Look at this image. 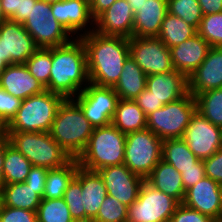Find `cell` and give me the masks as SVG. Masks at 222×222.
<instances>
[{"label": "cell", "mask_w": 222, "mask_h": 222, "mask_svg": "<svg viewBox=\"0 0 222 222\" xmlns=\"http://www.w3.org/2000/svg\"><path fill=\"white\" fill-rule=\"evenodd\" d=\"M129 56L147 76L174 70L170 49L158 37L129 38Z\"/></svg>", "instance_id": "obj_12"}, {"label": "cell", "mask_w": 222, "mask_h": 222, "mask_svg": "<svg viewBox=\"0 0 222 222\" xmlns=\"http://www.w3.org/2000/svg\"><path fill=\"white\" fill-rule=\"evenodd\" d=\"M196 110L195 97L188 92L179 100L163 105L148 114L147 128L162 141L182 138Z\"/></svg>", "instance_id": "obj_7"}, {"label": "cell", "mask_w": 222, "mask_h": 222, "mask_svg": "<svg viewBox=\"0 0 222 222\" xmlns=\"http://www.w3.org/2000/svg\"><path fill=\"white\" fill-rule=\"evenodd\" d=\"M39 48L64 45L74 37L56 20L51 4L38 0L32 4L28 18L22 23Z\"/></svg>", "instance_id": "obj_9"}, {"label": "cell", "mask_w": 222, "mask_h": 222, "mask_svg": "<svg viewBox=\"0 0 222 222\" xmlns=\"http://www.w3.org/2000/svg\"><path fill=\"white\" fill-rule=\"evenodd\" d=\"M189 208L220 222L222 210L221 185L205 176L185 192L182 202Z\"/></svg>", "instance_id": "obj_17"}, {"label": "cell", "mask_w": 222, "mask_h": 222, "mask_svg": "<svg viewBox=\"0 0 222 222\" xmlns=\"http://www.w3.org/2000/svg\"><path fill=\"white\" fill-rule=\"evenodd\" d=\"M167 13V0L145 1L134 15L133 37H157Z\"/></svg>", "instance_id": "obj_24"}, {"label": "cell", "mask_w": 222, "mask_h": 222, "mask_svg": "<svg viewBox=\"0 0 222 222\" xmlns=\"http://www.w3.org/2000/svg\"><path fill=\"white\" fill-rule=\"evenodd\" d=\"M207 177L222 185V147L212 156L203 160Z\"/></svg>", "instance_id": "obj_43"}, {"label": "cell", "mask_w": 222, "mask_h": 222, "mask_svg": "<svg viewBox=\"0 0 222 222\" xmlns=\"http://www.w3.org/2000/svg\"><path fill=\"white\" fill-rule=\"evenodd\" d=\"M3 207V194H2V189H0V212L2 210Z\"/></svg>", "instance_id": "obj_55"}, {"label": "cell", "mask_w": 222, "mask_h": 222, "mask_svg": "<svg viewBox=\"0 0 222 222\" xmlns=\"http://www.w3.org/2000/svg\"><path fill=\"white\" fill-rule=\"evenodd\" d=\"M6 20H8V19L5 17V14H4V11L2 8V4L0 2V24Z\"/></svg>", "instance_id": "obj_54"}, {"label": "cell", "mask_w": 222, "mask_h": 222, "mask_svg": "<svg viewBox=\"0 0 222 222\" xmlns=\"http://www.w3.org/2000/svg\"><path fill=\"white\" fill-rule=\"evenodd\" d=\"M210 48V44L198 33L169 48L174 69L188 79L204 61Z\"/></svg>", "instance_id": "obj_20"}, {"label": "cell", "mask_w": 222, "mask_h": 222, "mask_svg": "<svg viewBox=\"0 0 222 222\" xmlns=\"http://www.w3.org/2000/svg\"><path fill=\"white\" fill-rule=\"evenodd\" d=\"M0 87L21 100L46 90L45 87L31 75L25 64L8 65L0 75Z\"/></svg>", "instance_id": "obj_22"}, {"label": "cell", "mask_w": 222, "mask_h": 222, "mask_svg": "<svg viewBox=\"0 0 222 222\" xmlns=\"http://www.w3.org/2000/svg\"><path fill=\"white\" fill-rule=\"evenodd\" d=\"M51 12L74 38H80L95 30L89 0H62L52 3Z\"/></svg>", "instance_id": "obj_16"}, {"label": "cell", "mask_w": 222, "mask_h": 222, "mask_svg": "<svg viewBox=\"0 0 222 222\" xmlns=\"http://www.w3.org/2000/svg\"><path fill=\"white\" fill-rule=\"evenodd\" d=\"M28 71L45 88L49 84L52 68L51 48H39L25 63Z\"/></svg>", "instance_id": "obj_35"}, {"label": "cell", "mask_w": 222, "mask_h": 222, "mask_svg": "<svg viewBox=\"0 0 222 222\" xmlns=\"http://www.w3.org/2000/svg\"><path fill=\"white\" fill-rule=\"evenodd\" d=\"M145 180L154 188L176 199L179 203L183 202L186 191L181 173L174 166L161 160Z\"/></svg>", "instance_id": "obj_25"}, {"label": "cell", "mask_w": 222, "mask_h": 222, "mask_svg": "<svg viewBox=\"0 0 222 222\" xmlns=\"http://www.w3.org/2000/svg\"><path fill=\"white\" fill-rule=\"evenodd\" d=\"M169 222H216L207 215L180 203Z\"/></svg>", "instance_id": "obj_42"}, {"label": "cell", "mask_w": 222, "mask_h": 222, "mask_svg": "<svg viewBox=\"0 0 222 222\" xmlns=\"http://www.w3.org/2000/svg\"><path fill=\"white\" fill-rule=\"evenodd\" d=\"M195 100L197 111L212 124L222 128V87L200 93Z\"/></svg>", "instance_id": "obj_33"}, {"label": "cell", "mask_w": 222, "mask_h": 222, "mask_svg": "<svg viewBox=\"0 0 222 222\" xmlns=\"http://www.w3.org/2000/svg\"><path fill=\"white\" fill-rule=\"evenodd\" d=\"M75 177L81 182L82 209H85V219L93 220L107 196L104 181L98 171L77 168Z\"/></svg>", "instance_id": "obj_23"}, {"label": "cell", "mask_w": 222, "mask_h": 222, "mask_svg": "<svg viewBox=\"0 0 222 222\" xmlns=\"http://www.w3.org/2000/svg\"><path fill=\"white\" fill-rule=\"evenodd\" d=\"M81 182L74 177L64 192V200L74 220H85V209H82Z\"/></svg>", "instance_id": "obj_39"}, {"label": "cell", "mask_w": 222, "mask_h": 222, "mask_svg": "<svg viewBox=\"0 0 222 222\" xmlns=\"http://www.w3.org/2000/svg\"><path fill=\"white\" fill-rule=\"evenodd\" d=\"M203 15L221 13L222 0H198Z\"/></svg>", "instance_id": "obj_49"}, {"label": "cell", "mask_w": 222, "mask_h": 222, "mask_svg": "<svg viewBox=\"0 0 222 222\" xmlns=\"http://www.w3.org/2000/svg\"><path fill=\"white\" fill-rule=\"evenodd\" d=\"M179 204L145 180L137 200L128 206L127 222H169Z\"/></svg>", "instance_id": "obj_10"}, {"label": "cell", "mask_w": 222, "mask_h": 222, "mask_svg": "<svg viewBox=\"0 0 222 222\" xmlns=\"http://www.w3.org/2000/svg\"><path fill=\"white\" fill-rule=\"evenodd\" d=\"M168 13L184 20L198 30L203 13L198 0H167Z\"/></svg>", "instance_id": "obj_36"}, {"label": "cell", "mask_w": 222, "mask_h": 222, "mask_svg": "<svg viewBox=\"0 0 222 222\" xmlns=\"http://www.w3.org/2000/svg\"><path fill=\"white\" fill-rule=\"evenodd\" d=\"M126 134L113 124L94 128L78 164L88 170L98 171L107 166L124 164Z\"/></svg>", "instance_id": "obj_4"}, {"label": "cell", "mask_w": 222, "mask_h": 222, "mask_svg": "<svg viewBox=\"0 0 222 222\" xmlns=\"http://www.w3.org/2000/svg\"><path fill=\"white\" fill-rule=\"evenodd\" d=\"M22 100L0 87V124L5 128L15 117Z\"/></svg>", "instance_id": "obj_40"}, {"label": "cell", "mask_w": 222, "mask_h": 222, "mask_svg": "<svg viewBox=\"0 0 222 222\" xmlns=\"http://www.w3.org/2000/svg\"><path fill=\"white\" fill-rule=\"evenodd\" d=\"M134 12L127 0H116L95 20V30L105 36L133 37Z\"/></svg>", "instance_id": "obj_18"}, {"label": "cell", "mask_w": 222, "mask_h": 222, "mask_svg": "<svg viewBox=\"0 0 222 222\" xmlns=\"http://www.w3.org/2000/svg\"><path fill=\"white\" fill-rule=\"evenodd\" d=\"M73 100L81 107L91 125L97 128L111 124L119 96L113 87L89 83Z\"/></svg>", "instance_id": "obj_11"}, {"label": "cell", "mask_w": 222, "mask_h": 222, "mask_svg": "<svg viewBox=\"0 0 222 222\" xmlns=\"http://www.w3.org/2000/svg\"><path fill=\"white\" fill-rule=\"evenodd\" d=\"M162 140L150 129L126 134L124 164L146 179L162 160Z\"/></svg>", "instance_id": "obj_8"}, {"label": "cell", "mask_w": 222, "mask_h": 222, "mask_svg": "<svg viewBox=\"0 0 222 222\" xmlns=\"http://www.w3.org/2000/svg\"><path fill=\"white\" fill-rule=\"evenodd\" d=\"M182 139L196 157L204 160L222 147V128L212 124L196 110Z\"/></svg>", "instance_id": "obj_13"}, {"label": "cell", "mask_w": 222, "mask_h": 222, "mask_svg": "<svg viewBox=\"0 0 222 222\" xmlns=\"http://www.w3.org/2000/svg\"><path fill=\"white\" fill-rule=\"evenodd\" d=\"M197 34V30L181 18L167 13L157 36L168 48L176 46Z\"/></svg>", "instance_id": "obj_32"}, {"label": "cell", "mask_w": 222, "mask_h": 222, "mask_svg": "<svg viewBox=\"0 0 222 222\" xmlns=\"http://www.w3.org/2000/svg\"><path fill=\"white\" fill-rule=\"evenodd\" d=\"M116 0H89L90 13L96 20L103 12L115 3Z\"/></svg>", "instance_id": "obj_48"}, {"label": "cell", "mask_w": 222, "mask_h": 222, "mask_svg": "<svg viewBox=\"0 0 222 222\" xmlns=\"http://www.w3.org/2000/svg\"><path fill=\"white\" fill-rule=\"evenodd\" d=\"M52 68L46 90L65 99L76 97L89 83L86 47L81 38L51 47Z\"/></svg>", "instance_id": "obj_2"}, {"label": "cell", "mask_w": 222, "mask_h": 222, "mask_svg": "<svg viewBox=\"0 0 222 222\" xmlns=\"http://www.w3.org/2000/svg\"><path fill=\"white\" fill-rule=\"evenodd\" d=\"M162 160L174 166L179 173L189 168H196L198 157L188 148L182 138L162 141Z\"/></svg>", "instance_id": "obj_30"}, {"label": "cell", "mask_w": 222, "mask_h": 222, "mask_svg": "<svg viewBox=\"0 0 222 222\" xmlns=\"http://www.w3.org/2000/svg\"><path fill=\"white\" fill-rule=\"evenodd\" d=\"M86 47L90 83L114 87L129 57V39L91 31L80 37Z\"/></svg>", "instance_id": "obj_1"}, {"label": "cell", "mask_w": 222, "mask_h": 222, "mask_svg": "<svg viewBox=\"0 0 222 222\" xmlns=\"http://www.w3.org/2000/svg\"><path fill=\"white\" fill-rule=\"evenodd\" d=\"M5 17L8 20L20 23L21 0H0Z\"/></svg>", "instance_id": "obj_47"}, {"label": "cell", "mask_w": 222, "mask_h": 222, "mask_svg": "<svg viewBox=\"0 0 222 222\" xmlns=\"http://www.w3.org/2000/svg\"><path fill=\"white\" fill-rule=\"evenodd\" d=\"M127 1L130 4V7L135 15L137 12H139V7L147 0H127Z\"/></svg>", "instance_id": "obj_52"}, {"label": "cell", "mask_w": 222, "mask_h": 222, "mask_svg": "<svg viewBox=\"0 0 222 222\" xmlns=\"http://www.w3.org/2000/svg\"><path fill=\"white\" fill-rule=\"evenodd\" d=\"M98 172L104 181L107 195L115 197L126 206L137 200L145 179L131 172L125 164L107 166Z\"/></svg>", "instance_id": "obj_15"}, {"label": "cell", "mask_w": 222, "mask_h": 222, "mask_svg": "<svg viewBox=\"0 0 222 222\" xmlns=\"http://www.w3.org/2000/svg\"><path fill=\"white\" fill-rule=\"evenodd\" d=\"M222 87V47H211L200 66L188 78V92L194 97Z\"/></svg>", "instance_id": "obj_19"}, {"label": "cell", "mask_w": 222, "mask_h": 222, "mask_svg": "<svg viewBox=\"0 0 222 222\" xmlns=\"http://www.w3.org/2000/svg\"><path fill=\"white\" fill-rule=\"evenodd\" d=\"M205 176L206 174H205L203 160L199 159L196 162V168H189L183 170L181 173L185 191L190 187L194 186L198 181H200Z\"/></svg>", "instance_id": "obj_44"}, {"label": "cell", "mask_w": 222, "mask_h": 222, "mask_svg": "<svg viewBox=\"0 0 222 222\" xmlns=\"http://www.w3.org/2000/svg\"><path fill=\"white\" fill-rule=\"evenodd\" d=\"M146 89L163 105L174 102L188 93V79L175 69L147 76Z\"/></svg>", "instance_id": "obj_21"}, {"label": "cell", "mask_w": 222, "mask_h": 222, "mask_svg": "<svg viewBox=\"0 0 222 222\" xmlns=\"http://www.w3.org/2000/svg\"><path fill=\"white\" fill-rule=\"evenodd\" d=\"M0 222H38L37 211L3 206L0 212Z\"/></svg>", "instance_id": "obj_41"}, {"label": "cell", "mask_w": 222, "mask_h": 222, "mask_svg": "<svg viewBox=\"0 0 222 222\" xmlns=\"http://www.w3.org/2000/svg\"><path fill=\"white\" fill-rule=\"evenodd\" d=\"M111 124L128 134L147 128V116L134 100L119 99Z\"/></svg>", "instance_id": "obj_28"}, {"label": "cell", "mask_w": 222, "mask_h": 222, "mask_svg": "<svg viewBox=\"0 0 222 222\" xmlns=\"http://www.w3.org/2000/svg\"><path fill=\"white\" fill-rule=\"evenodd\" d=\"M41 1H45L46 3H56V2H59V1H62V0H41Z\"/></svg>", "instance_id": "obj_56"}, {"label": "cell", "mask_w": 222, "mask_h": 222, "mask_svg": "<svg viewBox=\"0 0 222 222\" xmlns=\"http://www.w3.org/2000/svg\"><path fill=\"white\" fill-rule=\"evenodd\" d=\"M2 60L8 65L25 64L39 49L22 23L6 20L0 24Z\"/></svg>", "instance_id": "obj_14"}, {"label": "cell", "mask_w": 222, "mask_h": 222, "mask_svg": "<svg viewBox=\"0 0 222 222\" xmlns=\"http://www.w3.org/2000/svg\"><path fill=\"white\" fill-rule=\"evenodd\" d=\"M221 189H222V185H221ZM220 222H222V210H221Z\"/></svg>", "instance_id": "obj_59"}, {"label": "cell", "mask_w": 222, "mask_h": 222, "mask_svg": "<svg viewBox=\"0 0 222 222\" xmlns=\"http://www.w3.org/2000/svg\"><path fill=\"white\" fill-rule=\"evenodd\" d=\"M44 189H34L26 182L5 184L2 187L3 206L37 211Z\"/></svg>", "instance_id": "obj_27"}, {"label": "cell", "mask_w": 222, "mask_h": 222, "mask_svg": "<svg viewBox=\"0 0 222 222\" xmlns=\"http://www.w3.org/2000/svg\"><path fill=\"white\" fill-rule=\"evenodd\" d=\"M6 149V134L5 132L0 134V189L5 185L4 174H3V162L5 157Z\"/></svg>", "instance_id": "obj_50"}, {"label": "cell", "mask_w": 222, "mask_h": 222, "mask_svg": "<svg viewBox=\"0 0 222 222\" xmlns=\"http://www.w3.org/2000/svg\"><path fill=\"white\" fill-rule=\"evenodd\" d=\"M73 222H93L91 219H85V220H74Z\"/></svg>", "instance_id": "obj_57"}, {"label": "cell", "mask_w": 222, "mask_h": 222, "mask_svg": "<svg viewBox=\"0 0 222 222\" xmlns=\"http://www.w3.org/2000/svg\"><path fill=\"white\" fill-rule=\"evenodd\" d=\"M8 64L2 60V50H1V42H0V75L5 71Z\"/></svg>", "instance_id": "obj_53"}, {"label": "cell", "mask_w": 222, "mask_h": 222, "mask_svg": "<svg viewBox=\"0 0 222 222\" xmlns=\"http://www.w3.org/2000/svg\"><path fill=\"white\" fill-rule=\"evenodd\" d=\"M47 173V168L32 166L25 182L34 189H45Z\"/></svg>", "instance_id": "obj_46"}, {"label": "cell", "mask_w": 222, "mask_h": 222, "mask_svg": "<svg viewBox=\"0 0 222 222\" xmlns=\"http://www.w3.org/2000/svg\"><path fill=\"white\" fill-rule=\"evenodd\" d=\"M4 132V128L2 127V125L0 124V134Z\"/></svg>", "instance_id": "obj_58"}, {"label": "cell", "mask_w": 222, "mask_h": 222, "mask_svg": "<svg viewBox=\"0 0 222 222\" xmlns=\"http://www.w3.org/2000/svg\"><path fill=\"white\" fill-rule=\"evenodd\" d=\"M134 101L142 109L146 116L163 106V104L147 89L143 90Z\"/></svg>", "instance_id": "obj_45"}, {"label": "cell", "mask_w": 222, "mask_h": 222, "mask_svg": "<svg viewBox=\"0 0 222 222\" xmlns=\"http://www.w3.org/2000/svg\"><path fill=\"white\" fill-rule=\"evenodd\" d=\"M38 0H21L20 4V23H23L29 16L32 4H36Z\"/></svg>", "instance_id": "obj_51"}, {"label": "cell", "mask_w": 222, "mask_h": 222, "mask_svg": "<svg viewBox=\"0 0 222 222\" xmlns=\"http://www.w3.org/2000/svg\"><path fill=\"white\" fill-rule=\"evenodd\" d=\"M31 167V162L10 144L6 135V149L3 162L5 184L25 182Z\"/></svg>", "instance_id": "obj_31"}, {"label": "cell", "mask_w": 222, "mask_h": 222, "mask_svg": "<svg viewBox=\"0 0 222 222\" xmlns=\"http://www.w3.org/2000/svg\"><path fill=\"white\" fill-rule=\"evenodd\" d=\"M197 33L211 47H222V12L203 15Z\"/></svg>", "instance_id": "obj_37"}, {"label": "cell", "mask_w": 222, "mask_h": 222, "mask_svg": "<svg viewBox=\"0 0 222 222\" xmlns=\"http://www.w3.org/2000/svg\"><path fill=\"white\" fill-rule=\"evenodd\" d=\"M94 127L73 99H65L59 106L50 134L71 158H78L88 144Z\"/></svg>", "instance_id": "obj_3"}, {"label": "cell", "mask_w": 222, "mask_h": 222, "mask_svg": "<svg viewBox=\"0 0 222 222\" xmlns=\"http://www.w3.org/2000/svg\"><path fill=\"white\" fill-rule=\"evenodd\" d=\"M10 144L32 164L49 169L58 168L72 158L49 132L4 131Z\"/></svg>", "instance_id": "obj_6"}, {"label": "cell", "mask_w": 222, "mask_h": 222, "mask_svg": "<svg viewBox=\"0 0 222 222\" xmlns=\"http://www.w3.org/2000/svg\"><path fill=\"white\" fill-rule=\"evenodd\" d=\"M128 206L118 201L115 197L107 195L100 206L93 222H127Z\"/></svg>", "instance_id": "obj_38"}, {"label": "cell", "mask_w": 222, "mask_h": 222, "mask_svg": "<svg viewBox=\"0 0 222 222\" xmlns=\"http://www.w3.org/2000/svg\"><path fill=\"white\" fill-rule=\"evenodd\" d=\"M38 222H73L69 208L64 198H42L37 209Z\"/></svg>", "instance_id": "obj_34"}, {"label": "cell", "mask_w": 222, "mask_h": 222, "mask_svg": "<svg viewBox=\"0 0 222 222\" xmlns=\"http://www.w3.org/2000/svg\"><path fill=\"white\" fill-rule=\"evenodd\" d=\"M146 83L147 75L129 56L123 64V71L113 89L119 99L135 100L146 89Z\"/></svg>", "instance_id": "obj_26"}, {"label": "cell", "mask_w": 222, "mask_h": 222, "mask_svg": "<svg viewBox=\"0 0 222 222\" xmlns=\"http://www.w3.org/2000/svg\"><path fill=\"white\" fill-rule=\"evenodd\" d=\"M78 166L77 159L72 158L68 163L61 167L49 169L42 198H62L69 183L75 177Z\"/></svg>", "instance_id": "obj_29"}, {"label": "cell", "mask_w": 222, "mask_h": 222, "mask_svg": "<svg viewBox=\"0 0 222 222\" xmlns=\"http://www.w3.org/2000/svg\"><path fill=\"white\" fill-rule=\"evenodd\" d=\"M65 100L48 90L22 100L15 117L4 131L50 132L57 110Z\"/></svg>", "instance_id": "obj_5"}]
</instances>
